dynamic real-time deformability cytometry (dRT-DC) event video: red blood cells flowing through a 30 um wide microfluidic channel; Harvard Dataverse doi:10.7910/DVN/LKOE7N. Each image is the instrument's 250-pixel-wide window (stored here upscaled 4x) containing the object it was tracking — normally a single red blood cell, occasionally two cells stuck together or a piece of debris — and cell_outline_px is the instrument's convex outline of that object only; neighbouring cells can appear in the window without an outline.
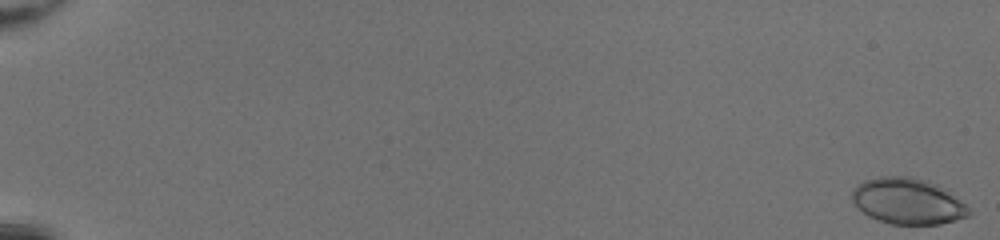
{"species": "common noctule bat (a hibernating species)", "species_latin": "Nyctalus noctula", "temperature_condition": "room temperature", "stored_images_in_passage": 51, "camera_frame_rate_fps": 3000, "um_per_image_px": 0.085, "animal": {"sex": "female", "body_mass_g": 20.0, "forearm_length_mm": 54.0}, "frame": {"image": 1, "passage_image": 1, "time_ms": 0.0, "image_size_px": [1000, 240], "cell_outline_px": [[972, 212], [968, 216], [940, 224], [888, 224], [868, 216], [852, 200], [852, 188], [856, 184], [864, 180], [880, 176], [912, 176], [928, 180], [944, 188], [964, 204]], "centroid_in_image_um": [77.13, 17.09], "position_along_channel_um": 7.9, "area_um2": 31.33}}
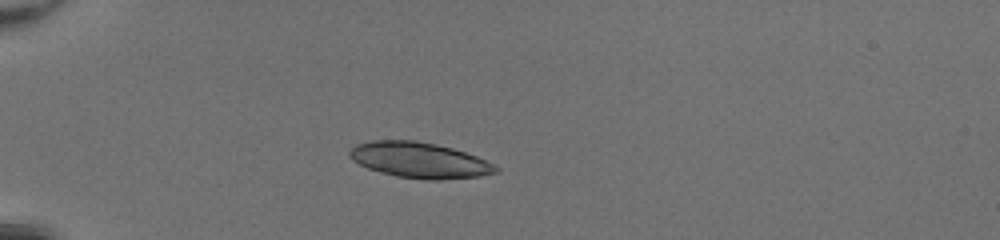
{"frame": {"image": 2, "passage_image": 17, "time_ms": 5.333, "image_size_px": [1000, 240], "cell_outline_px": [[500, 172], [480, 176], [440, 180], [428, 180], [396, 176], [380, 172], [368, 168], [352, 160], [348, 156], [348, 152], [356, 144], [372, 140], [416, 140], [436, 144], [452, 148], [476, 156], [500, 168]], "centroid_in_image_um": [35.65, 13.61], "position_along_channel_um": 49.4, "area_um2": 30.4}}
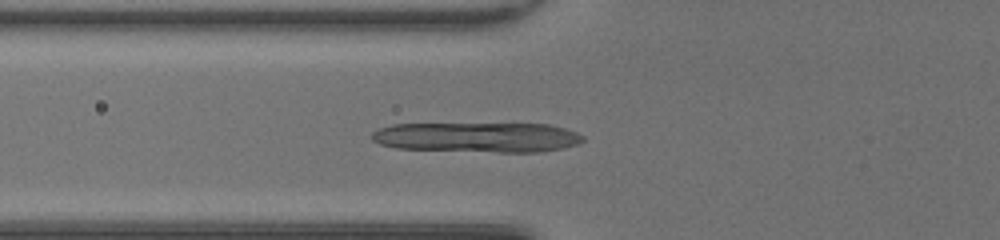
{"frame": {"image": 3, "passage_image": 22, "time_ms": 7.0, "image_size_px": [1000, 240], "cell_outline_px": [[584, 140], [580, 144], [564, 148], [540, 152], [500, 152], [396, 148], [380, 144], [372, 140], [372, 132], [380, 128], [392, 124], [548, 124], [564, 128], [576, 132], [584, 136]], "centroid_in_image_um": [40.62, 11.67], "position_along_channel_um": 85.2, "area_um2": 36.93}}